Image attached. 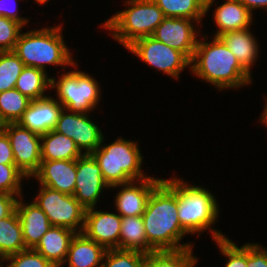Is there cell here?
I'll use <instances>...</instances> for the list:
<instances>
[{"instance_id":"ac0fdd59","label":"cell","mask_w":267,"mask_h":267,"mask_svg":"<svg viewBox=\"0 0 267 267\" xmlns=\"http://www.w3.org/2000/svg\"><path fill=\"white\" fill-rule=\"evenodd\" d=\"M17 199L16 211L22 226L23 239L26 249H34L42 236L52 227L47 215L33 201L27 205L22 196Z\"/></svg>"},{"instance_id":"d6986e66","label":"cell","mask_w":267,"mask_h":267,"mask_svg":"<svg viewBox=\"0 0 267 267\" xmlns=\"http://www.w3.org/2000/svg\"><path fill=\"white\" fill-rule=\"evenodd\" d=\"M107 249L88 238L83 232L72 238L64 263L68 267H101Z\"/></svg>"},{"instance_id":"1f68e13d","label":"cell","mask_w":267,"mask_h":267,"mask_svg":"<svg viewBox=\"0 0 267 267\" xmlns=\"http://www.w3.org/2000/svg\"><path fill=\"white\" fill-rule=\"evenodd\" d=\"M27 178L15 164H0V193L22 195V180Z\"/></svg>"},{"instance_id":"9a60e30c","label":"cell","mask_w":267,"mask_h":267,"mask_svg":"<svg viewBox=\"0 0 267 267\" xmlns=\"http://www.w3.org/2000/svg\"><path fill=\"white\" fill-rule=\"evenodd\" d=\"M122 217L119 214L86 209L83 233L106 249H119Z\"/></svg>"},{"instance_id":"30bf717a","label":"cell","mask_w":267,"mask_h":267,"mask_svg":"<svg viewBox=\"0 0 267 267\" xmlns=\"http://www.w3.org/2000/svg\"><path fill=\"white\" fill-rule=\"evenodd\" d=\"M1 129L7 134L17 168L32 178L41 165V135L30 131L18 123H7Z\"/></svg>"},{"instance_id":"836d02e7","label":"cell","mask_w":267,"mask_h":267,"mask_svg":"<svg viewBox=\"0 0 267 267\" xmlns=\"http://www.w3.org/2000/svg\"><path fill=\"white\" fill-rule=\"evenodd\" d=\"M3 261L9 262L5 267H55L34 249H25L9 255Z\"/></svg>"},{"instance_id":"b9f144b4","label":"cell","mask_w":267,"mask_h":267,"mask_svg":"<svg viewBox=\"0 0 267 267\" xmlns=\"http://www.w3.org/2000/svg\"><path fill=\"white\" fill-rule=\"evenodd\" d=\"M38 4H46L49 0H35Z\"/></svg>"},{"instance_id":"83f0119b","label":"cell","mask_w":267,"mask_h":267,"mask_svg":"<svg viewBox=\"0 0 267 267\" xmlns=\"http://www.w3.org/2000/svg\"><path fill=\"white\" fill-rule=\"evenodd\" d=\"M192 248L174 251H154L146 254L144 267H194L198 258Z\"/></svg>"},{"instance_id":"4316f807","label":"cell","mask_w":267,"mask_h":267,"mask_svg":"<svg viewBox=\"0 0 267 267\" xmlns=\"http://www.w3.org/2000/svg\"><path fill=\"white\" fill-rule=\"evenodd\" d=\"M48 77L46 71L25 66L15 83V88L31 101L42 99L47 97L46 89H51V78Z\"/></svg>"},{"instance_id":"7c38bea8","label":"cell","mask_w":267,"mask_h":267,"mask_svg":"<svg viewBox=\"0 0 267 267\" xmlns=\"http://www.w3.org/2000/svg\"><path fill=\"white\" fill-rule=\"evenodd\" d=\"M76 185L73 196L85 208H96L102 190L110 188L101 169L91 154L76 159Z\"/></svg>"},{"instance_id":"44dd1931","label":"cell","mask_w":267,"mask_h":267,"mask_svg":"<svg viewBox=\"0 0 267 267\" xmlns=\"http://www.w3.org/2000/svg\"><path fill=\"white\" fill-rule=\"evenodd\" d=\"M76 232L71 229L52 226L34 248L55 267H61L67 257L69 245Z\"/></svg>"},{"instance_id":"f546056e","label":"cell","mask_w":267,"mask_h":267,"mask_svg":"<svg viewBox=\"0 0 267 267\" xmlns=\"http://www.w3.org/2000/svg\"><path fill=\"white\" fill-rule=\"evenodd\" d=\"M24 63L13 51L0 52V92L15 88Z\"/></svg>"},{"instance_id":"484cf974","label":"cell","mask_w":267,"mask_h":267,"mask_svg":"<svg viewBox=\"0 0 267 267\" xmlns=\"http://www.w3.org/2000/svg\"><path fill=\"white\" fill-rule=\"evenodd\" d=\"M26 249L22 226L16 209L8 216L0 219V256H7Z\"/></svg>"},{"instance_id":"60d3db41","label":"cell","mask_w":267,"mask_h":267,"mask_svg":"<svg viewBox=\"0 0 267 267\" xmlns=\"http://www.w3.org/2000/svg\"><path fill=\"white\" fill-rule=\"evenodd\" d=\"M260 117H261L259 120L260 124L262 123L267 127V107H264V111Z\"/></svg>"},{"instance_id":"3957f363","label":"cell","mask_w":267,"mask_h":267,"mask_svg":"<svg viewBox=\"0 0 267 267\" xmlns=\"http://www.w3.org/2000/svg\"><path fill=\"white\" fill-rule=\"evenodd\" d=\"M163 182L177 195L179 222L187 234L199 233L200 236V233L210 229L214 241L226 238L211 227L220 213L216 198L208 189L189 185L177 177L170 180L163 178Z\"/></svg>"},{"instance_id":"8992f818","label":"cell","mask_w":267,"mask_h":267,"mask_svg":"<svg viewBox=\"0 0 267 267\" xmlns=\"http://www.w3.org/2000/svg\"><path fill=\"white\" fill-rule=\"evenodd\" d=\"M125 4L128 9L114 14L102 27L127 48L139 38L152 36L164 15L153 0H126Z\"/></svg>"},{"instance_id":"9c48e42d","label":"cell","mask_w":267,"mask_h":267,"mask_svg":"<svg viewBox=\"0 0 267 267\" xmlns=\"http://www.w3.org/2000/svg\"><path fill=\"white\" fill-rule=\"evenodd\" d=\"M128 49L143 62L178 79L184 68H189L190 60L180 51L173 49L152 36L135 40Z\"/></svg>"},{"instance_id":"d6a6232c","label":"cell","mask_w":267,"mask_h":267,"mask_svg":"<svg viewBox=\"0 0 267 267\" xmlns=\"http://www.w3.org/2000/svg\"><path fill=\"white\" fill-rule=\"evenodd\" d=\"M215 243L221 254L228 258L224 267H247V243L239 248L228 237L218 239Z\"/></svg>"},{"instance_id":"2e32d148","label":"cell","mask_w":267,"mask_h":267,"mask_svg":"<svg viewBox=\"0 0 267 267\" xmlns=\"http://www.w3.org/2000/svg\"><path fill=\"white\" fill-rule=\"evenodd\" d=\"M33 178H36L43 186L63 194L73 195L76 185V159L42 160Z\"/></svg>"},{"instance_id":"e0dca14e","label":"cell","mask_w":267,"mask_h":267,"mask_svg":"<svg viewBox=\"0 0 267 267\" xmlns=\"http://www.w3.org/2000/svg\"><path fill=\"white\" fill-rule=\"evenodd\" d=\"M63 106L52 96L31 101L18 124L39 135L53 130Z\"/></svg>"},{"instance_id":"7402d4cb","label":"cell","mask_w":267,"mask_h":267,"mask_svg":"<svg viewBox=\"0 0 267 267\" xmlns=\"http://www.w3.org/2000/svg\"><path fill=\"white\" fill-rule=\"evenodd\" d=\"M249 29L229 31L219 36V38L235 55L240 65L251 74L250 69L257 60L259 46L256 41L257 38H255Z\"/></svg>"},{"instance_id":"7a4b0ae2","label":"cell","mask_w":267,"mask_h":267,"mask_svg":"<svg viewBox=\"0 0 267 267\" xmlns=\"http://www.w3.org/2000/svg\"><path fill=\"white\" fill-rule=\"evenodd\" d=\"M212 39L213 41L207 42L208 39L204 34L202 41H197L190 61V71L220 90L241 88L250 84L252 74L240 65L235 55L219 37Z\"/></svg>"},{"instance_id":"7bdbcfd3","label":"cell","mask_w":267,"mask_h":267,"mask_svg":"<svg viewBox=\"0 0 267 267\" xmlns=\"http://www.w3.org/2000/svg\"><path fill=\"white\" fill-rule=\"evenodd\" d=\"M1 260H2V261H1ZM3 260H4V259L0 256V267H3V264H5ZM2 262H3V264H2Z\"/></svg>"},{"instance_id":"ba28073f","label":"cell","mask_w":267,"mask_h":267,"mask_svg":"<svg viewBox=\"0 0 267 267\" xmlns=\"http://www.w3.org/2000/svg\"><path fill=\"white\" fill-rule=\"evenodd\" d=\"M34 202L47 215L52 226H61L76 233L83 232L86 209L73 195L63 194L40 185Z\"/></svg>"},{"instance_id":"ffe728a7","label":"cell","mask_w":267,"mask_h":267,"mask_svg":"<svg viewBox=\"0 0 267 267\" xmlns=\"http://www.w3.org/2000/svg\"><path fill=\"white\" fill-rule=\"evenodd\" d=\"M214 12L218 31H215L213 37H219L229 31L250 28L253 22V14L239 0H226L217 6Z\"/></svg>"},{"instance_id":"603a6c76","label":"cell","mask_w":267,"mask_h":267,"mask_svg":"<svg viewBox=\"0 0 267 267\" xmlns=\"http://www.w3.org/2000/svg\"><path fill=\"white\" fill-rule=\"evenodd\" d=\"M83 154L71 138L54 129L41 135V160H75Z\"/></svg>"},{"instance_id":"cb8c5ba5","label":"cell","mask_w":267,"mask_h":267,"mask_svg":"<svg viewBox=\"0 0 267 267\" xmlns=\"http://www.w3.org/2000/svg\"><path fill=\"white\" fill-rule=\"evenodd\" d=\"M162 10L164 17H178L195 20L201 19L209 12L215 0H153Z\"/></svg>"},{"instance_id":"5bb4252c","label":"cell","mask_w":267,"mask_h":267,"mask_svg":"<svg viewBox=\"0 0 267 267\" xmlns=\"http://www.w3.org/2000/svg\"><path fill=\"white\" fill-rule=\"evenodd\" d=\"M162 181L163 179L149 176L139 181H132L126 184H116L111 186V189L118 187L121 188L116 194L114 201L117 213L121 217L142 216L146 210L147 202L152 191Z\"/></svg>"},{"instance_id":"74e56055","label":"cell","mask_w":267,"mask_h":267,"mask_svg":"<svg viewBox=\"0 0 267 267\" xmlns=\"http://www.w3.org/2000/svg\"><path fill=\"white\" fill-rule=\"evenodd\" d=\"M15 164L14 154L7 134L0 129V164Z\"/></svg>"},{"instance_id":"4dcf8cb0","label":"cell","mask_w":267,"mask_h":267,"mask_svg":"<svg viewBox=\"0 0 267 267\" xmlns=\"http://www.w3.org/2000/svg\"><path fill=\"white\" fill-rule=\"evenodd\" d=\"M145 256L135 250L107 249L101 267H144Z\"/></svg>"},{"instance_id":"d590c367","label":"cell","mask_w":267,"mask_h":267,"mask_svg":"<svg viewBox=\"0 0 267 267\" xmlns=\"http://www.w3.org/2000/svg\"><path fill=\"white\" fill-rule=\"evenodd\" d=\"M247 267H267V249L257 243H247Z\"/></svg>"},{"instance_id":"ab89813d","label":"cell","mask_w":267,"mask_h":267,"mask_svg":"<svg viewBox=\"0 0 267 267\" xmlns=\"http://www.w3.org/2000/svg\"><path fill=\"white\" fill-rule=\"evenodd\" d=\"M252 13L256 9H267V0H239ZM267 11V10H266Z\"/></svg>"},{"instance_id":"8fae6325","label":"cell","mask_w":267,"mask_h":267,"mask_svg":"<svg viewBox=\"0 0 267 267\" xmlns=\"http://www.w3.org/2000/svg\"><path fill=\"white\" fill-rule=\"evenodd\" d=\"M88 117L87 113L69 112L63 108L54 128L55 131L71 138L81 152L85 150L84 154L93 153L100 146L104 136L101 129Z\"/></svg>"},{"instance_id":"6da1fadb","label":"cell","mask_w":267,"mask_h":267,"mask_svg":"<svg viewBox=\"0 0 267 267\" xmlns=\"http://www.w3.org/2000/svg\"><path fill=\"white\" fill-rule=\"evenodd\" d=\"M142 219L147 241L154 251L193 248L191 242L180 244L188 234L179 222L177 195L163 181L152 191Z\"/></svg>"},{"instance_id":"5b68a950","label":"cell","mask_w":267,"mask_h":267,"mask_svg":"<svg viewBox=\"0 0 267 267\" xmlns=\"http://www.w3.org/2000/svg\"><path fill=\"white\" fill-rule=\"evenodd\" d=\"M100 146L91 155L99 165L104 180L111 187L149 177L142 171L143 156L136 142L117 138L113 143Z\"/></svg>"},{"instance_id":"f35d334b","label":"cell","mask_w":267,"mask_h":267,"mask_svg":"<svg viewBox=\"0 0 267 267\" xmlns=\"http://www.w3.org/2000/svg\"><path fill=\"white\" fill-rule=\"evenodd\" d=\"M22 195L0 193V219L8 217L15 209L17 198Z\"/></svg>"},{"instance_id":"f1b7e54d","label":"cell","mask_w":267,"mask_h":267,"mask_svg":"<svg viewBox=\"0 0 267 267\" xmlns=\"http://www.w3.org/2000/svg\"><path fill=\"white\" fill-rule=\"evenodd\" d=\"M31 100L16 88L0 92V123H18Z\"/></svg>"},{"instance_id":"277c9868","label":"cell","mask_w":267,"mask_h":267,"mask_svg":"<svg viewBox=\"0 0 267 267\" xmlns=\"http://www.w3.org/2000/svg\"><path fill=\"white\" fill-rule=\"evenodd\" d=\"M62 25L21 32L13 52L25 66L46 71L47 65L77 68L63 40Z\"/></svg>"},{"instance_id":"d4e9b609","label":"cell","mask_w":267,"mask_h":267,"mask_svg":"<svg viewBox=\"0 0 267 267\" xmlns=\"http://www.w3.org/2000/svg\"><path fill=\"white\" fill-rule=\"evenodd\" d=\"M119 249L135 250L145 254L154 252L147 241L142 216L122 217Z\"/></svg>"},{"instance_id":"4fadbf2b","label":"cell","mask_w":267,"mask_h":267,"mask_svg":"<svg viewBox=\"0 0 267 267\" xmlns=\"http://www.w3.org/2000/svg\"><path fill=\"white\" fill-rule=\"evenodd\" d=\"M193 22L197 23L188 18L164 17L152 37L182 52L191 61L197 46V36H200Z\"/></svg>"},{"instance_id":"e575fe53","label":"cell","mask_w":267,"mask_h":267,"mask_svg":"<svg viewBox=\"0 0 267 267\" xmlns=\"http://www.w3.org/2000/svg\"><path fill=\"white\" fill-rule=\"evenodd\" d=\"M24 26L0 16V52L13 51Z\"/></svg>"},{"instance_id":"8d00e7d4","label":"cell","mask_w":267,"mask_h":267,"mask_svg":"<svg viewBox=\"0 0 267 267\" xmlns=\"http://www.w3.org/2000/svg\"><path fill=\"white\" fill-rule=\"evenodd\" d=\"M10 2L12 5L10 4ZM17 2L18 0H0V16L15 20L23 26H26L29 20L28 18H23L18 15L19 12L17 8Z\"/></svg>"},{"instance_id":"52a82bcc","label":"cell","mask_w":267,"mask_h":267,"mask_svg":"<svg viewBox=\"0 0 267 267\" xmlns=\"http://www.w3.org/2000/svg\"><path fill=\"white\" fill-rule=\"evenodd\" d=\"M58 80V81H56ZM100 85L88 73L69 70L59 79L51 78L52 89H57L56 100L69 112L90 113L98 105Z\"/></svg>"}]
</instances>
